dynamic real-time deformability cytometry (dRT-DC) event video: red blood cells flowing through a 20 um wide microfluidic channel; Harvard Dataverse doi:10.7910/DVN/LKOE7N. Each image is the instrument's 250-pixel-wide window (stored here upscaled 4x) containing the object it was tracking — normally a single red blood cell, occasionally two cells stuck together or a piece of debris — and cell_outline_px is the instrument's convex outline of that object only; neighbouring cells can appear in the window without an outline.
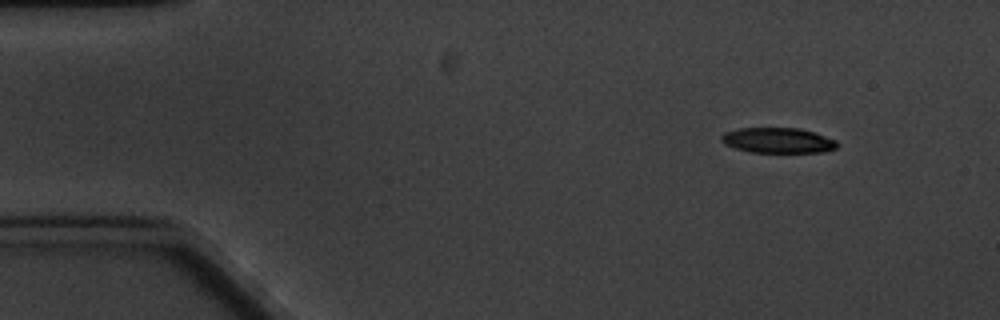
{"species": "common noctule bat (a hibernating species)", "species_latin": "Nyctalus noctula", "temperature_condition": "cold", "stored_images_in_passage": 8, "camera_frame_rate_fps": 3000, "um_per_image_px": 0.085, "animal": {"sex": "male", "body_mass_g": 20.1, "forearm_length_mm": 53.5}, "frame": {"image": 1, "passage_image": 1, "time_ms": 0.0, "image_size_px": [1000, 320], "cell_outline_px": [[840, 144], [836, 148], [824, 152], [752, 152], [736, 148], [724, 144], [720, 140], [720, 136], [724, 132], [740, 128], [800, 128], [816, 132], [836, 140]], "centroid_in_image_um": [66.15, 11.92], "position_along_channel_um": 18.9, "area_um2": 17.22}}
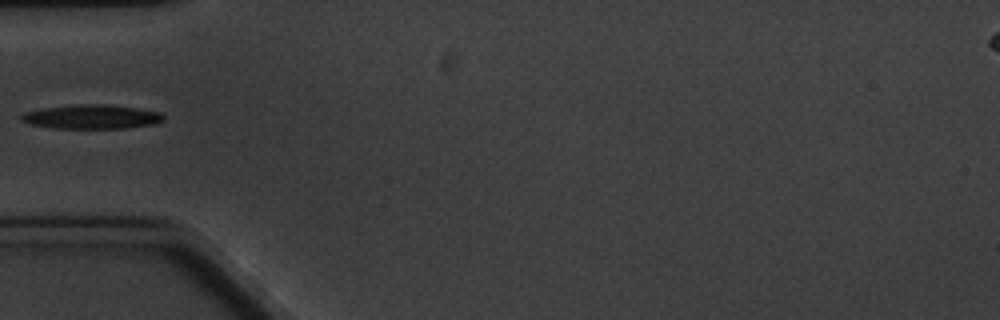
{"frame": {"image": 2, "passage_image": 4, "time_ms": 4.333, "image_size_px": [1000, 320], "cell_outline_px": [[164, 120], [156, 124], [124, 128], [56, 128], [32, 124], [20, 120], [20, 116], [24, 112], [44, 108], [76, 104], [104, 104], [136, 108], [160, 112], [164, 116]], "centroid_in_image_um": [7.81, 9.92], "position_along_channel_um": 77.2, "area_um2": 19.88}}